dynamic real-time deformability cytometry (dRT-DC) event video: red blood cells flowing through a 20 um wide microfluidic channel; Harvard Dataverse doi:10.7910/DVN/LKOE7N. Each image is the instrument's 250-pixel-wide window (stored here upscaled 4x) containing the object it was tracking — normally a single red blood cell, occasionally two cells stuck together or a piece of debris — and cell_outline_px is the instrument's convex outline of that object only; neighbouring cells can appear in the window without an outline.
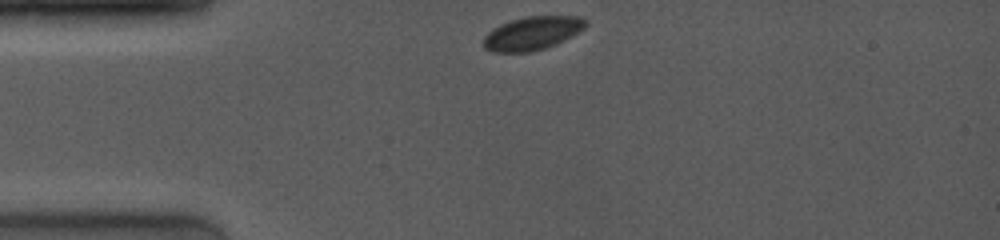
{"species": "common noctule bat (a hibernating species)", "species_latin": "Nyctalus noctula", "temperature_condition": "room temperature", "stored_images_in_passage": 18, "camera_frame_rate_fps": 4000, "um_per_image_px": 0.085, "animal": {"sex": "female", "body_mass_g": 19.0, "forearm_length_mm": 53.3}, "frame": {"image": 1, "passage_image": 1, "time_ms": 0.0, "image_size_px": [1000, 240], "cell_outline_px": [[588, 24], [584, 28], [556, 44], [532, 52], [492, 52], [484, 48], [484, 36], [488, 32], [500, 24], [524, 16], [580, 16], [588, 20]], "centroid_in_image_um": [45.25, 2.82], "position_along_channel_um": 39.8, "area_um2": 19.88}}
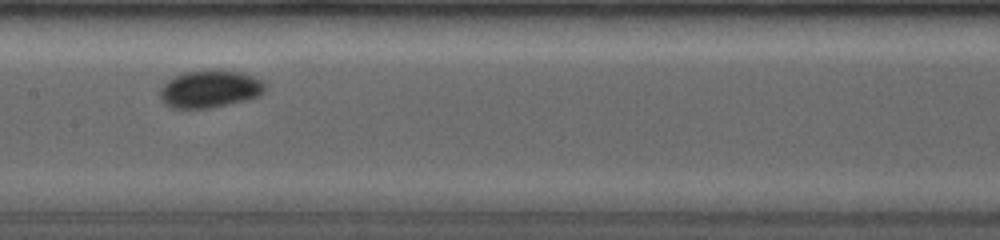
{"frame": {"image": 2, "passage_image": 8, "time_ms": 4.5, "image_size_px": [1000, 240], "cell_outline_px": [[268, 88], [260, 96], [212, 108], [168, 108], [160, 100], [160, 88], [172, 76], [184, 72], [212, 68], [240, 72], [252, 76], [260, 80]], "centroid_in_image_um": [17.81, 7.55], "position_along_channel_um": 189.6, "area_um2": 23.41}}
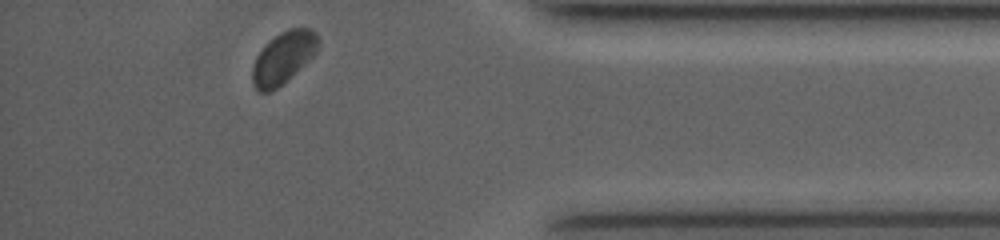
{"frame": {"image": 3, "passage_image": 18, "time_ms": 10.5, "image_size_px": [1000, 240], "cell_outline_px": [[320, 44], [316, 52], [304, 64], [276, 88], [268, 92], [260, 92], [252, 84], [252, 68], [256, 56], [264, 44], [268, 40], [280, 32], [288, 28], [308, 28], [316, 32], [320, 40]], "centroid_in_image_um": [24.07, 4.86], "position_along_channel_um": 411.1, "area_um2": 19.83}, "authors_computed_cell_mechanics": {"area_um2": 21.8484, "velocity_mm_per_s": 3.9484, "shape_relaxation_time_tau1_ms": 1.0915, "shape_relaxation_time_tau2_ms": null, "deformation_change_tau1": 0.0458, "deformation_change_tau2": null}}